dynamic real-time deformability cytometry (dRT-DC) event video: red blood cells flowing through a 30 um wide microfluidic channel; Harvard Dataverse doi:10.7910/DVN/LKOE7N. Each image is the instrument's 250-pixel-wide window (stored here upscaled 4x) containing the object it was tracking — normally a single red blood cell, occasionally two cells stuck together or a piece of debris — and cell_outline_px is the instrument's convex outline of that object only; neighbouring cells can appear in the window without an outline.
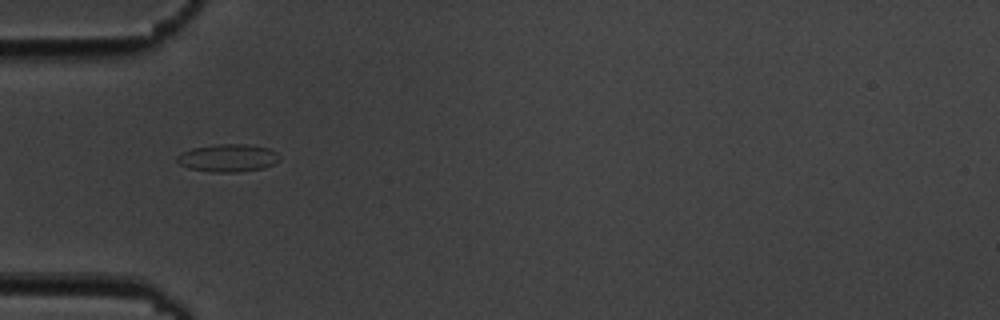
{"species": "common noctule bat (a hibernating species)", "species_latin": "Nyctalus noctula", "temperature_condition": "cold", "stored_images_in_passage": 6, "camera_frame_rate_fps": 3000, "um_per_image_px": 0.085, "animal": {"sex": "male", "body_mass_g": 19.5, "forearm_length_mm": 54.6}, "frame": {"image": 1, "passage_image": 5, "time_ms": 5.667, "image_size_px": [1000, 320], "cell_outline_px": [[280, 160], [264, 168], [236, 172], [212, 172], [188, 168], [180, 164], [176, 160], [176, 156], [180, 152], [192, 148], [216, 144], [248, 144], [268, 148], [276, 152], [280, 156]], "centroid_in_image_um": [19.36, 13.42], "position_along_channel_um": 65.6, "area_um2": 16.65}}
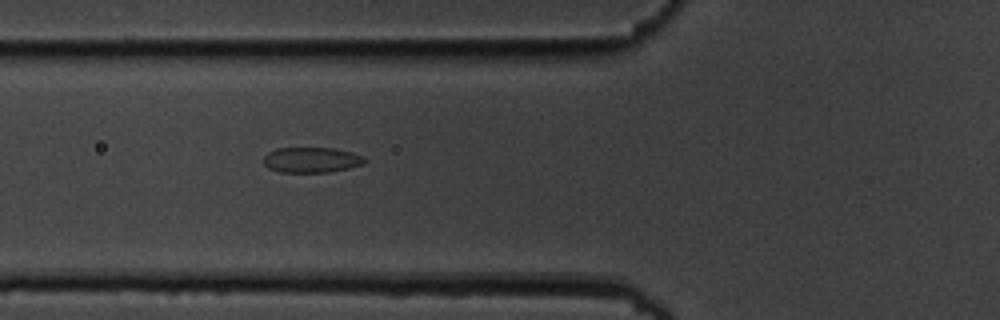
{"frame": {"image": 2, "passage_image": 6, "time_ms": 6.667, "image_size_px": [1000, 320], "cell_outline_px": [[368, 160], [364, 164], [348, 168], [328, 172], [280, 172], [268, 168], [264, 164], [264, 156], [268, 152], [276, 148], [332, 148], [352, 152], [364, 156]], "centroid_in_image_um": [26.49, 13.59], "position_along_channel_um": 99.3, "area_um2": 15.03}}